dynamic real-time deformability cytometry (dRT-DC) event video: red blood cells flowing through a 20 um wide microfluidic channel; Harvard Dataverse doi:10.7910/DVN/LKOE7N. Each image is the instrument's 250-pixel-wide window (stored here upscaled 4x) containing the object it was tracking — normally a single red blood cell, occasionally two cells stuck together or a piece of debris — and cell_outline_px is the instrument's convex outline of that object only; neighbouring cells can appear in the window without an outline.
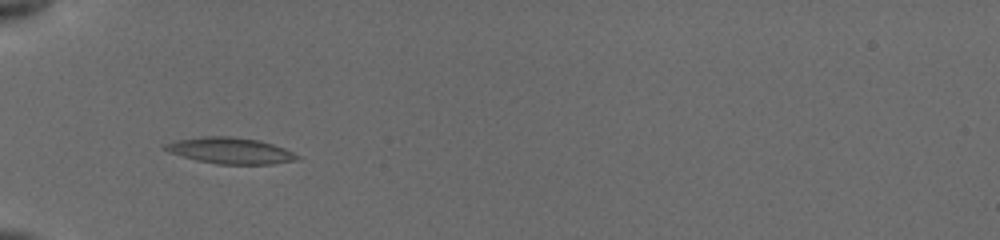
{"species": "common noctule bat (a hibernating species)", "species_latin": "Nyctalus noctula", "temperature_condition": "cold", "stored_images_in_passage": 38, "camera_frame_rate_fps": 3000, "um_per_image_px": 0.085, "animal": {"sex": "female", "body_mass_g": 19.5, "forearm_length_mm": 54.1}, "frame": {"image": 1, "passage_image": 5, "time_ms": 1.0, "image_size_px": [1000, 240], "cell_outline_px": [[300, 160], [272, 164], [216, 164], [196, 160], [168, 152], [164, 148], [164, 144], [172, 140], [200, 136], [232, 136], [260, 140], [284, 148], [300, 156]], "centroid_in_image_um": [19.56, 12.8], "position_along_channel_um": 65.4, "area_um2": 20.4}}
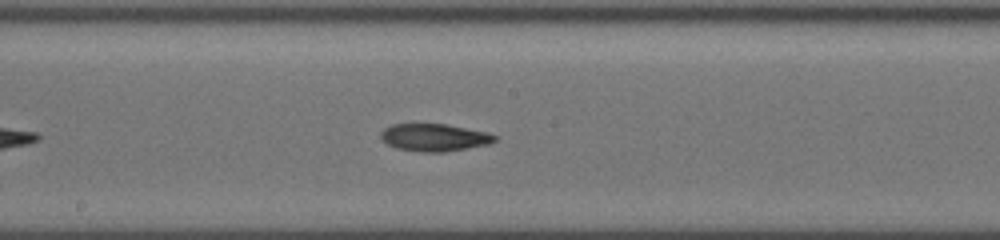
{"frame": {"image": 2, "passage_image": 19, "time_ms": 5.0, "image_size_px": [1000, 240], "cell_outline_px": [[496, 140], [488, 144], [468, 148], [444, 152], [420, 152], [396, 148], [388, 144], [380, 136], [380, 132], [384, 128], [392, 124], [444, 124], [488, 132], [496, 136]], "centroid_in_image_um": [36.9, 11.68], "position_along_channel_um": 211.3, "area_um2": 18.15}}
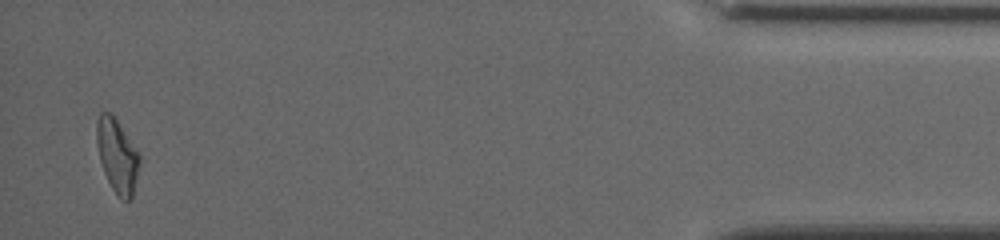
{"frame": {"image": 3, "passage_image": 37, "time_ms": 12.333, "image_size_px": [1000, 240], "cell_outline_px": [[140, 160], [132, 196], [128, 200], [120, 200], [116, 196], [104, 172], [100, 160], [96, 140], [96, 124], [100, 112], [112, 112], [140, 156]], "centroid_in_image_um": [9.94, 13.22], "position_along_channel_um": 425.3, "area_um2": 18.15}, "authors_computed_cell_mechanics": {"area_um2": 18.496, "velocity_mm_per_s": 3.8272, "shape_relaxation_time_tau1_ms": 6.3578, "shape_relaxation_time_tau2_ms": 5.2176, "deformation_change_tau1": 0.1853, "deformation_change_tau2": 0.1346}}